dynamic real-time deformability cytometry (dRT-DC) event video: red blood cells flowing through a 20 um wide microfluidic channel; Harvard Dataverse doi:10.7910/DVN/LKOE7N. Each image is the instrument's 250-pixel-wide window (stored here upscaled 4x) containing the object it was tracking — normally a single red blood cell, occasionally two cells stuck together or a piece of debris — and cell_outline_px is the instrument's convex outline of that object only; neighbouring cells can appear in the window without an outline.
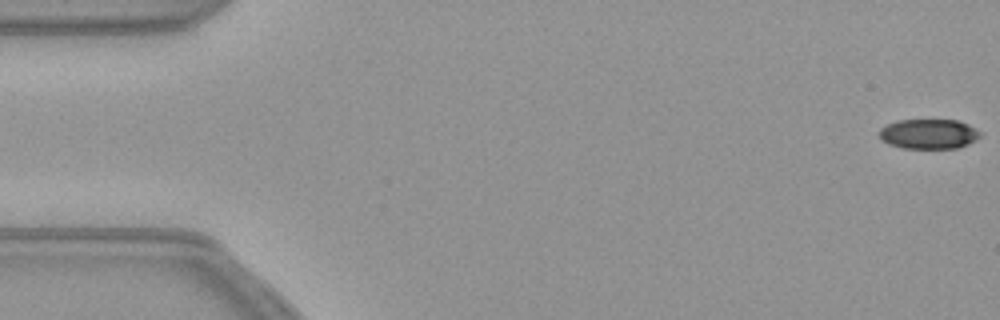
{"species": "common noctule bat (a hibernating species)", "species_latin": "Nyctalus noctula", "temperature_condition": "warm", "stored_images_in_passage": 8, "camera_frame_rate_fps": 3000, "um_per_image_px": 0.085, "animal": {"sex": "female", "body_mass_g": 21.9}, "frame": {"image": 1, "passage_image": 1, "time_ms": 0.0, "image_size_px": [1000, 320], "cell_outline_px": [[980, 136], [956, 148], [904, 148], [892, 144], [884, 140], [880, 136], [880, 128], [888, 124], [900, 120], [956, 120], [972, 128]], "centroid_in_image_um": [78.87, 11.38], "position_along_channel_um": 6.1, "area_um2": 16.7}}